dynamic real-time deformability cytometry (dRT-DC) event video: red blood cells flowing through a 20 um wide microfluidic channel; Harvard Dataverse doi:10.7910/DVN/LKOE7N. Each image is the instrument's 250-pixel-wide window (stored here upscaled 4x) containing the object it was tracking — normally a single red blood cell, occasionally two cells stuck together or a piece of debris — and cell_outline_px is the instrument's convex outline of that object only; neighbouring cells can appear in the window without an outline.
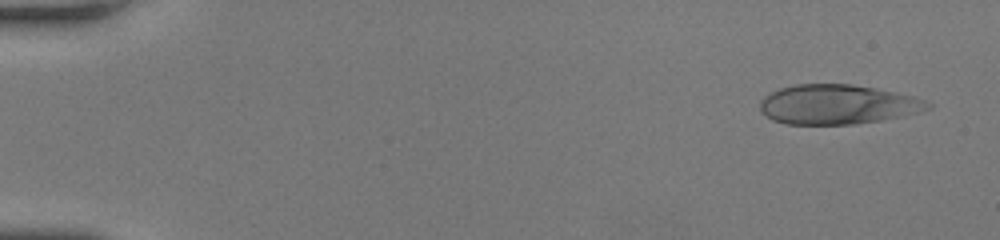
{"species": "human", "species_latin": "Homo sapiens", "temperature_condition": "room temperature", "stored_images_in_passage": 49, "camera_frame_rate_fps": 3000, "um_per_image_px": 0.085, "donor": {"sex": "female"}, "frame": {"image": 1, "passage_image": 3, "time_ms": 0.667, "image_size_px": [1000, 240], "cell_outline_px": [[932, 108], [920, 112], [880, 120], [856, 124], [788, 124], [772, 120], [760, 112], [760, 100], [764, 96], [780, 88], [796, 84], [852, 84], [912, 96], [928, 100], [932, 104]], "centroid_in_image_um": [71.18, 8.88], "position_along_channel_um": 13.8, "area_um2": 38.61}}
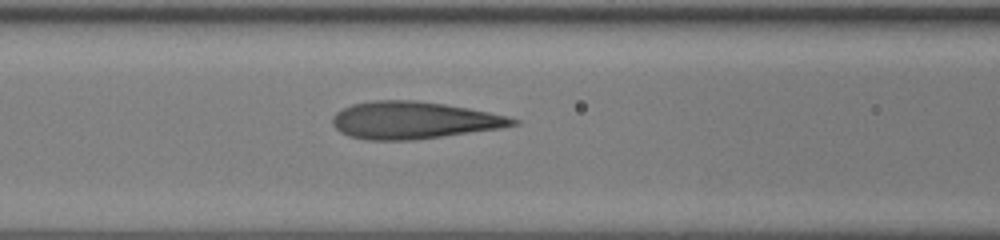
{"frame": {"image": 2, "passage_image": 22, "time_ms": 7.0, "image_size_px": [1000, 240], "cell_outline_px": [[520, 124], [500, 128], [412, 140], [368, 140], [348, 136], [340, 132], [332, 124], [332, 116], [336, 112], [352, 104], [372, 100], [416, 100], [444, 104], [468, 108], [508, 116], [520, 120]], "centroid_in_image_um": [35.14, 10.22], "position_along_channel_um": 131.5, "area_um2": 39.07}}
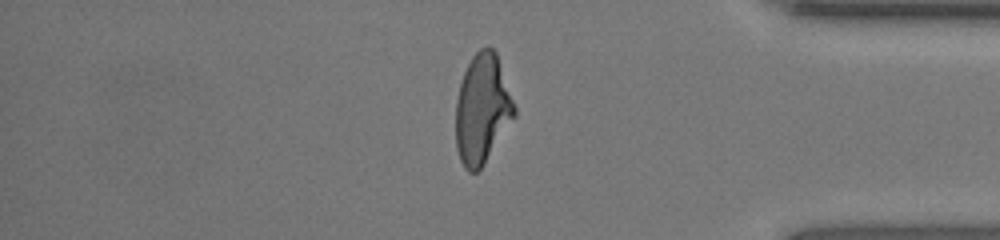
{"frame": {"image": 3, "passage_image": 42, "time_ms": 13.667, "image_size_px": [1000, 240], "cell_outline_px": [[516, 116], [484, 164], [476, 172], [468, 172], [464, 168], [460, 160], [456, 148], [456, 100], [460, 84], [464, 72], [472, 56], [480, 48], [492, 48], [496, 52], [516, 108]], "centroid_in_image_um": [40.99, 9.29], "position_along_channel_um": 394.2, "area_um2": 37.34}, "authors_computed_cell_mechanics": {"area_um2": 38.437, "velocity_mm_per_s": 4.2546, "shape_relaxation_time_tau1_ms": 6.0655, "shape_relaxation_time_tau2_ms": 0.6597, "deformation_change_tau1": 0.2624, "deformation_change_tau2": 0.0744}}